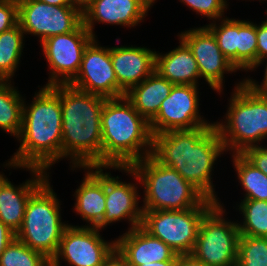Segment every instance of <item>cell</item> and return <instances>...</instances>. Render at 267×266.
I'll list each match as a JSON object with an SVG mask.
<instances>
[{"label":"cell","instance_id":"1","mask_svg":"<svg viewBox=\"0 0 267 266\" xmlns=\"http://www.w3.org/2000/svg\"><path fill=\"white\" fill-rule=\"evenodd\" d=\"M225 151L215 126L171 130L153 135L152 156L175 169L207 199L219 203L211 181L213 165Z\"/></svg>","mask_w":267,"mask_h":266},{"label":"cell","instance_id":"2","mask_svg":"<svg viewBox=\"0 0 267 266\" xmlns=\"http://www.w3.org/2000/svg\"><path fill=\"white\" fill-rule=\"evenodd\" d=\"M21 144L6 166L48 171L62 159L61 84L44 86L28 106L23 102Z\"/></svg>","mask_w":267,"mask_h":266},{"label":"cell","instance_id":"3","mask_svg":"<svg viewBox=\"0 0 267 266\" xmlns=\"http://www.w3.org/2000/svg\"><path fill=\"white\" fill-rule=\"evenodd\" d=\"M107 98L61 84L62 159L72 168L102 166L101 114Z\"/></svg>","mask_w":267,"mask_h":266},{"label":"cell","instance_id":"4","mask_svg":"<svg viewBox=\"0 0 267 266\" xmlns=\"http://www.w3.org/2000/svg\"><path fill=\"white\" fill-rule=\"evenodd\" d=\"M101 130L102 167H130L152 154L149 122L125 96L105 100Z\"/></svg>","mask_w":267,"mask_h":266},{"label":"cell","instance_id":"5","mask_svg":"<svg viewBox=\"0 0 267 266\" xmlns=\"http://www.w3.org/2000/svg\"><path fill=\"white\" fill-rule=\"evenodd\" d=\"M108 168L123 170L141 182L143 210H185L200 206L207 199L175 169L161 164L152 155L130 167Z\"/></svg>","mask_w":267,"mask_h":266},{"label":"cell","instance_id":"6","mask_svg":"<svg viewBox=\"0 0 267 266\" xmlns=\"http://www.w3.org/2000/svg\"><path fill=\"white\" fill-rule=\"evenodd\" d=\"M225 116L224 123L214 122L225 151L242 154L267 139V95L252 91L244 81L236 84Z\"/></svg>","mask_w":267,"mask_h":266},{"label":"cell","instance_id":"7","mask_svg":"<svg viewBox=\"0 0 267 266\" xmlns=\"http://www.w3.org/2000/svg\"><path fill=\"white\" fill-rule=\"evenodd\" d=\"M67 226L61 221L60 202L47 179L27 201L16 238L51 261Z\"/></svg>","mask_w":267,"mask_h":266},{"label":"cell","instance_id":"8","mask_svg":"<svg viewBox=\"0 0 267 266\" xmlns=\"http://www.w3.org/2000/svg\"><path fill=\"white\" fill-rule=\"evenodd\" d=\"M216 204L206 199L200 206L185 210H143L141 226L178 255L191 254L201 221Z\"/></svg>","mask_w":267,"mask_h":266},{"label":"cell","instance_id":"9","mask_svg":"<svg viewBox=\"0 0 267 266\" xmlns=\"http://www.w3.org/2000/svg\"><path fill=\"white\" fill-rule=\"evenodd\" d=\"M217 203L202 219L191 254L206 266H236L240 231Z\"/></svg>","mask_w":267,"mask_h":266},{"label":"cell","instance_id":"10","mask_svg":"<svg viewBox=\"0 0 267 266\" xmlns=\"http://www.w3.org/2000/svg\"><path fill=\"white\" fill-rule=\"evenodd\" d=\"M99 231L95 227L69 224L50 266H60L61 259L70 266H104L116 252V242L102 239Z\"/></svg>","mask_w":267,"mask_h":266},{"label":"cell","instance_id":"11","mask_svg":"<svg viewBox=\"0 0 267 266\" xmlns=\"http://www.w3.org/2000/svg\"><path fill=\"white\" fill-rule=\"evenodd\" d=\"M93 39L83 22L72 32L45 39L41 48L51 69L46 86L69 84L79 72L84 50Z\"/></svg>","mask_w":267,"mask_h":266},{"label":"cell","instance_id":"12","mask_svg":"<svg viewBox=\"0 0 267 266\" xmlns=\"http://www.w3.org/2000/svg\"><path fill=\"white\" fill-rule=\"evenodd\" d=\"M83 22L82 11L73 5L54 6L39 0L18 5V24L24 34L45 39L74 31Z\"/></svg>","mask_w":267,"mask_h":266},{"label":"cell","instance_id":"13","mask_svg":"<svg viewBox=\"0 0 267 266\" xmlns=\"http://www.w3.org/2000/svg\"><path fill=\"white\" fill-rule=\"evenodd\" d=\"M195 85H173L158 113L149 121L152 136L171 130H192L214 126L199 115L198 88Z\"/></svg>","mask_w":267,"mask_h":266},{"label":"cell","instance_id":"14","mask_svg":"<svg viewBox=\"0 0 267 266\" xmlns=\"http://www.w3.org/2000/svg\"><path fill=\"white\" fill-rule=\"evenodd\" d=\"M95 39L85 48L79 72L69 85L107 99L125 96L113 69L110 47L99 46Z\"/></svg>","mask_w":267,"mask_h":266},{"label":"cell","instance_id":"15","mask_svg":"<svg viewBox=\"0 0 267 266\" xmlns=\"http://www.w3.org/2000/svg\"><path fill=\"white\" fill-rule=\"evenodd\" d=\"M179 39L194 55L200 77H203L213 90L222 92L224 73L238 70L222 53L214 34L206 26H202L181 32Z\"/></svg>","mask_w":267,"mask_h":266},{"label":"cell","instance_id":"16","mask_svg":"<svg viewBox=\"0 0 267 266\" xmlns=\"http://www.w3.org/2000/svg\"><path fill=\"white\" fill-rule=\"evenodd\" d=\"M153 0H92L82 11L83 24L95 38L94 23L134 27L147 15Z\"/></svg>","mask_w":267,"mask_h":266},{"label":"cell","instance_id":"17","mask_svg":"<svg viewBox=\"0 0 267 266\" xmlns=\"http://www.w3.org/2000/svg\"><path fill=\"white\" fill-rule=\"evenodd\" d=\"M105 173V214L102 221L95 227L102 230L113 222L127 219L131 222L129 229L142 224L143 209L139 207V195L136 184L126 183L117 176Z\"/></svg>","mask_w":267,"mask_h":266},{"label":"cell","instance_id":"18","mask_svg":"<svg viewBox=\"0 0 267 266\" xmlns=\"http://www.w3.org/2000/svg\"><path fill=\"white\" fill-rule=\"evenodd\" d=\"M116 253L128 266L151 262L178 260V254L160 239L152 236L141 225L119 236Z\"/></svg>","mask_w":267,"mask_h":266},{"label":"cell","instance_id":"19","mask_svg":"<svg viewBox=\"0 0 267 266\" xmlns=\"http://www.w3.org/2000/svg\"><path fill=\"white\" fill-rule=\"evenodd\" d=\"M26 169L30 170L34 177L17 187L0 173V219L15 233L22 225L30 196L49 178L47 172L42 169Z\"/></svg>","mask_w":267,"mask_h":266},{"label":"cell","instance_id":"20","mask_svg":"<svg viewBox=\"0 0 267 266\" xmlns=\"http://www.w3.org/2000/svg\"><path fill=\"white\" fill-rule=\"evenodd\" d=\"M155 54L149 48L132 45L110 48L118 85L126 93L155 71Z\"/></svg>","mask_w":267,"mask_h":266},{"label":"cell","instance_id":"21","mask_svg":"<svg viewBox=\"0 0 267 266\" xmlns=\"http://www.w3.org/2000/svg\"><path fill=\"white\" fill-rule=\"evenodd\" d=\"M102 168L108 169L102 166L84 167L87 172L82 184L75 191L74 209L90 224L89 227H96L105 214V173Z\"/></svg>","mask_w":267,"mask_h":266},{"label":"cell","instance_id":"22","mask_svg":"<svg viewBox=\"0 0 267 266\" xmlns=\"http://www.w3.org/2000/svg\"><path fill=\"white\" fill-rule=\"evenodd\" d=\"M180 45L168 53L155 54V71L174 85L198 86L200 72L189 47L180 39Z\"/></svg>","mask_w":267,"mask_h":266},{"label":"cell","instance_id":"23","mask_svg":"<svg viewBox=\"0 0 267 266\" xmlns=\"http://www.w3.org/2000/svg\"><path fill=\"white\" fill-rule=\"evenodd\" d=\"M173 85L154 71L141 83L133 86L125 97L133 104L138 113L149 122L158 113L161 103L169 96Z\"/></svg>","mask_w":267,"mask_h":266},{"label":"cell","instance_id":"24","mask_svg":"<svg viewBox=\"0 0 267 266\" xmlns=\"http://www.w3.org/2000/svg\"><path fill=\"white\" fill-rule=\"evenodd\" d=\"M23 102L11 80H0V129L16 138L22 127Z\"/></svg>","mask_w":267,"mask_h":266},{"label":"cell","instance_id":"25","mask_svg":"<svg viewBox=\"0 0 267 266\" xmlns=\"http://www.w3.org/2000/svg\"><path fill=\"white\" fill-rule=\"evenodd\" d=\"M24 32L19 24L0 33V80L12 79L23 50Z\"/></svg>","mask_w":267,"mask_h":266},{"label":"cell","instance_id":"26","mask_svg":"<svg viewBox=\"0 0 267 266\" xmlns=\"http://www.w3.org/2000/svg\"><path fill=\"white\" fill-rule=\"evenodd\" d=\"M232 157L239 183L246 192L244 199L267 201V175L257 169L242 154H233Z\"/></svg>","mask_w":267,"mask_h":266},{"label":"cell","instance_id":"27","mask_svg":"<svg viewBox=\"0 0 267 266\" xmlns=\"http://www.w3.org/2000/svg\"><path fill=\"white\" fill-rule=\"evenodd\" d=\"M238 207L244 216L240 235L267 238V201L243 199Z\"/></svg>","mask_w":267,"mask_h":266},{"label":"cell","instance_id":"28","mask_svg":"<svg viewBox=\"0 0 267 266\" xmlns=\"http://www.w3.org/2000/svg\"><path fill=\"white\" fill-rule=\"evenodd\" d=\"M256 24L238 20L237 70H251L256 65Z\"/></svg>","mask_w":267,"mask_h":266},{"label":"cell","instance_id":"29","mask_svg":"<svg viewBox=\"0 0 267 266\" xmlns=\"http://www.w3.org/2000/svg\"><path fill=\"white\" fill-rule=\"evenodd\" d=\"M0 266H50V260L15 238L1 254Z\"/></svg>","mask_w":267,"mask_h":266},{"label":"cell","instance_id":"30","mask_svg":"<svg viewBox=\"0 0 267 266\" xmlns=\"http://www.w3.org/2000/svg\"><path fill=\"white\" fill-rule=\"evenodd\" d=\"M221 20V25H217L213 20V23L205 26L214 34L222 53L237 69L238 20L229 18Z\"/></svg>","mask_w":267,"mask_h":266},{"label":"cell","instance_id":"31","mask_svg":"<svg viewBox=\"0 0 267 266\" xmlns=\"http://www.w3.org/2000/svg\"><path fill=\"white\" fill-rule=\"evenodd\" d=\"M236 266H267V238L240 235Z\"/></svg>","mask_w":267,"mask_h":266},{"label":"cell","instance_id":"32","mask_svg":"<svg viewBox=\"0 0 267 266\" xmlns=\"http://www.w3.org/2000/svg\"><path fill=\"white\" fill-rule=\"evenodd\" d=\"M198 14L206 16L208 19L215 21L222 19L225 8L227 9L226 0H180Z\"/></svg>","mask_w":267,"mask_h":266},{"label":"cell","instance_id":"33","mask_svg":"<svg viewBox=\"0 0 267 266\" xmlns=\"http://www.w3.org/2000/svg\"><path fill=\"white\" fill-rule=\"evenodd\" d=\"M18 24V5L0 0V33Z\"/></svg>","mask_w":267,"mask_h":266},{"label":"cell","instance_id":"34","mask_svg":"<svg viewBox=\"0 0 267 266\" xmlns=\"http://www.w3.org/2000/svg\"><path fill=\"white\" fill-rule=\"evenodd\" d=\"M242 155L257 169L267 175V147L255 145L247 148Z\"/></svg>","mask_w":267,"mask_h":266},{"label":"cell","instance_id":"35","mask_svg":"<svg viewBox=\"0 0 267 266\" xmlns=\"http://www.w3.org/2000/svg\"><path fill=\"white\" fill-rule=\"evenodd\" d=\"M261 25L256 24L257 52L256 63L267 58V24L263 21Z\"/></svg>","mask_w":267,"mask_h":266},{"label":"cell","instance_id":"36","mask_svg":"<svg viewBox=\"0 0 267 266\" xmlns=\"http://www.w3.org/2000/svg\"><path fill=\"white\" fill-rule=\"evenodd\" d=\"M266 59L267 58L260 60L258 63H256V65L251 70L256 69ZM265 66H266V68H265V74H264L265 76L263 79V83L258 85L257 84L258 82L253 81V79H251V78L250 79L249 78L244 79L243 81L252 91H255L256 93H259V94L267 95V62H266Z\"/></svg>","mask_w":267,"mask_h":266},{"label":"cell","instance_id":"37","mask_svg":"<svg viewBox=\"0 0 267 266\" xmlns=\"http://www.w3.org/2000/svg\"><path fill=\"white\" fill-rule=\"evenodd\" d=\"M15 238L16 233L0 219V256Z\"/></svg>","mask_w":267,"mask_h":266},{"label":"cell","instance_id":"38","mask_svg":"<svg viewBox=\"0 0 267 266\" xmlns=\"http://www.w3.org/2000/svg\"><path fill=\"white\" fill-rule=\"evenodd\" d=\"M176 266H206L192 254L178 255Z\"/></svg>","mask_w":267,"mask_h":266},{"label":"cell","instance_id":"39","mask_svg":"<svg viewBox=\"0 0 267 266\" xmlns=\"http://www.w3.org/2000/svg\"><path fill=\"white\" fill-rule=\"evenodd\" d=\"M104 266H128L122 258L115 252Z\"/></svg>","mask_w":267,"mask_h":266},{"label":"cell","instance_id":"40","mask_svg":"<svg viewBox=\"0 0 267 266\" xmlns=\"http://www.w3.org/2000/svg\"><path fill=\"white\" fill-rule=\"evenodd\" d=\"M176 265H177V260H165V261L151 262L139 266H176Z\"/></svg>","mask_w":267,"mask_h":266},{"label":"cell","instance_id":"41","mask_svg":"<svg viewBox=\"0 0 267 266\" xmlns=\"http://www.w3.org/2000/svg\"><path fill=\"white\" fill-rule=\"evenodd\" d=\"M69 1L73 6L83 11L91 3L92 0H69Z\"/></svg>","mask_w":267,"mask_h":266},{"label":"cell","instance_id":"42","mask_svg":"<svg viewBox=\"0 0 267 266\" xmlns=\"http://www.w3.org/2000/svg\"><path fill=\"white\" fill-rule=\"evenodd\" d=\"M39 1L54 6L72 5L69 0H39Z\"/></svg>","mask_w":267,"mask_h":266},{"label":"cell","instance_id":"43","mask_svg":"<svg viewBox=\"0 0 267 266\" xmlns=\"http://www.w3.org/2000/svg\"><path fill=\"white\" fill-rule=\"evenodd\" d=\"M4 1H7L9 3H13V4H16V5H19V4H21L23 2H26L28 0H4Z\"/></svg>","mask_w":267,"mask_h":266}]
</instances>
